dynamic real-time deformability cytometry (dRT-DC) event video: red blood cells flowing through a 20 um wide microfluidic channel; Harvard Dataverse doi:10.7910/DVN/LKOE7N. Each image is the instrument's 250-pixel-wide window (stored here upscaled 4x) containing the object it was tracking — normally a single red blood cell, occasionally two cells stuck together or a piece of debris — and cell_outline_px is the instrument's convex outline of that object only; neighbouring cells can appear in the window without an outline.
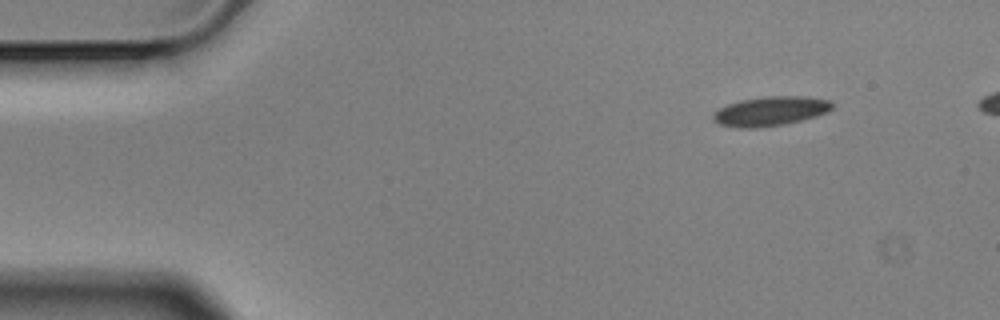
{"species": "Egyptian fruit bat (a non-hibernating species)", "species_latin": "Rousettus aegyptiacus", "temperature_condition": "cold", "stored_images_in_passage": 5, "camera_frame_rate_fps": 3000, "um_per_image_px": 0.085, "animal": {"sex": "male"}, "frame": {"image": 1, "passage_image": 5, "time_ms": 1.333, "image_size_px": [1000, 320], "cell_outline_px": [[836, 104], [828, 112], [816, 116], [784, 124], [756, 128], [740, 128], [720, 124], [712, 120], [712, 116], [720, 108], [728, 104], [740, 100], [764, 96], [804, 96], [832, 100]], "centroid_in_image_um": [65.53, 9.44], "position_along_channel_um": 19.5, "area_um2": 20.46}}